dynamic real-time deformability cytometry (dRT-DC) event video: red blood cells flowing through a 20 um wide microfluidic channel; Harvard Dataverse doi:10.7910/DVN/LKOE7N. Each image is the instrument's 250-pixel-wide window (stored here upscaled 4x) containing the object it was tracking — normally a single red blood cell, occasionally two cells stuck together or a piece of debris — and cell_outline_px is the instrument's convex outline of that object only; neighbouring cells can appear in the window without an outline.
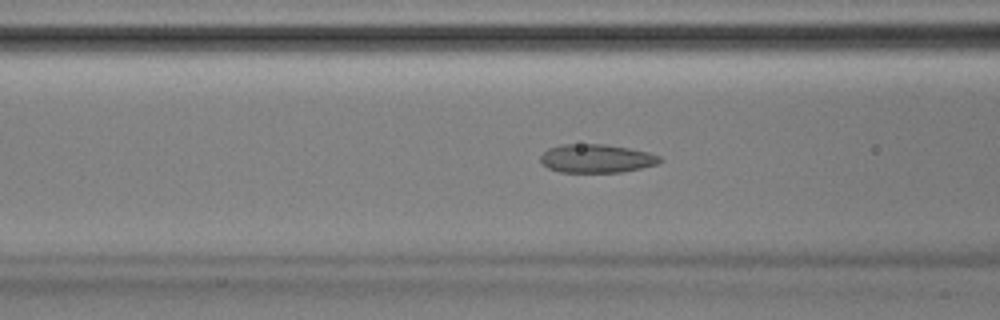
{"species": "Egyptian fruit bat (a non-hibernating species)", "species_latin": "Rousettus aegyptiacus", "temperature_condition": "room temperature", "stored_images_in_passage": 51, "camera_frame_rate_fps": 3000, "um_per_image_px": 0.085, "animal": {"sex": "male"}, "frame": {"image": 1, "passage_image": 20, "time_ms": 6.333, "image_size_px": [1000, 320], "cell_outline_px": [[664, 160], [660, 164], [620, 172], [560, 172], [548, 168], [540, 160], [540, 156], [548, 148], [560, 144], [604, 144], [628, 148], [648, 152], [660, 156]], "centroid_in_image_um": [50.72, 13.47], "position_along_channel_um": 115.9, "area_um2": 19.88}}
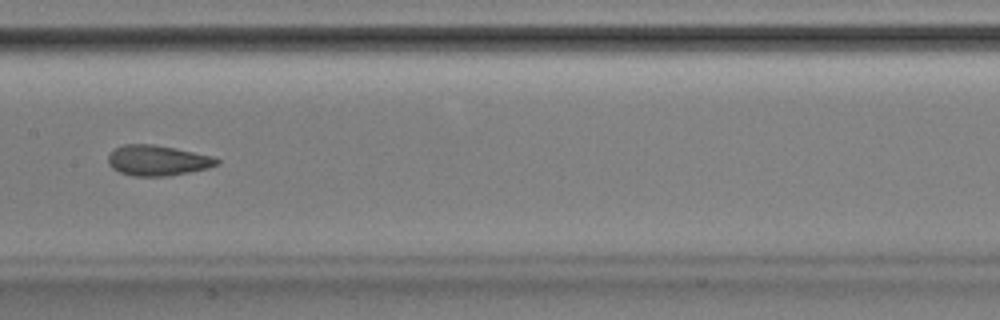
{"frame": {"image": 2, "passage_image": 26, "time_ms": 8.333, "image_size_px": [1000, 320], "cell_outline_px": [[220, 164], [208, 168], [168, 176], [132, 176], [120, 172], [112, 168], [108, 164], [108, 156], [116, 148], [124, 144], [152, 144], [176, 148], [212, 156], [220, 160]], "centroid_in_image_um": [13.4, 13.64], "position_along_channel_um": 194.0, "area_um2": 19.25}}
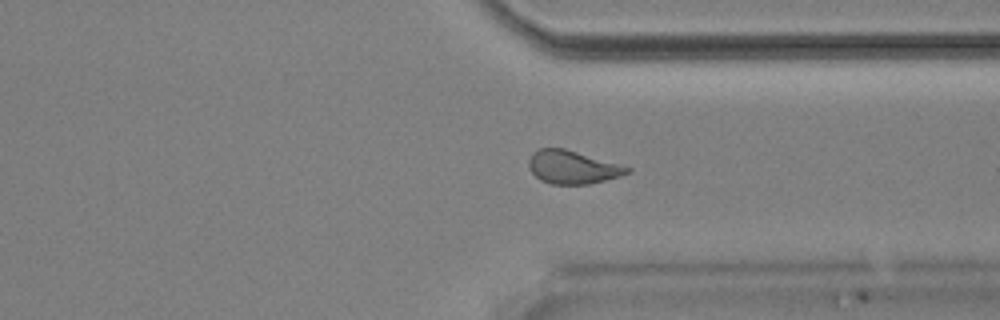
{"frame": {"image": 3, "passage_image": 39, "time_ms": 12.667, "image_size_px": [1000, 320], "cell_outline_px": [[632, 172], [620, 176], [588, 184], [552, 184], [540, 180], [528, 168], [528, 160], [532, 152], [540, 148], [564, 148], [632, 168]], "centroid_in_image_um": [48.64, 14.21], "position_along_channel_um": 362.8, "area_um2": 18.96}, "authors_computed_cell_mechanics": {"area_um2": 19.941, "velocity_mm_per_s": 3.8898, "shape_relaxation_time_tau1_ms": 8.8514, "shape_relaxation_time_tau2_ms": 1.4164, "deformation_change_tau1": 0.1805, "deformation_change_tau2": 0.078}}